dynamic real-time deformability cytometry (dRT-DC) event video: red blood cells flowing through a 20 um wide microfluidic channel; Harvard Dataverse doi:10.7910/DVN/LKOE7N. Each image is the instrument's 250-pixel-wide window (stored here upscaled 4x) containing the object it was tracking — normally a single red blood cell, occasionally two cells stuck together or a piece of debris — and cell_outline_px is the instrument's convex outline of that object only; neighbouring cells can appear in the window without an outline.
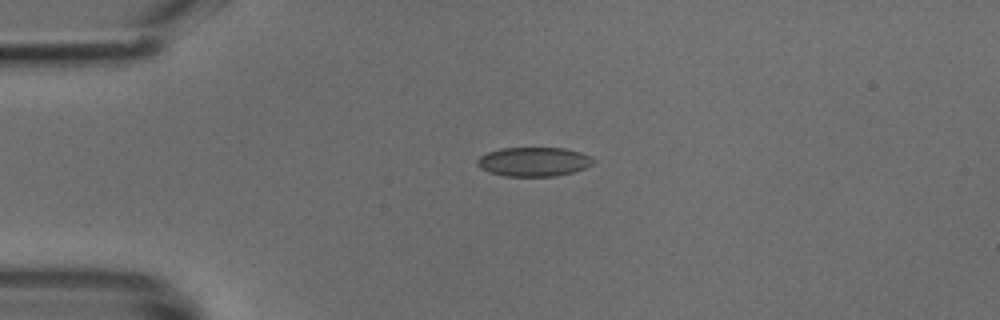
{"species": "common noctule bat (a hibernating species)", "species_latin": "Nyctalus noctula", "temperature_condition": "cold", "stored_images_in_passage": 38, "camera_frame_rate_fps": 3000, "um_per_image_px": 0.085, "animal": {"sex": "male", "body_mass_g": 18.8}, "frame": {"image": 1, "passage_image": 1, "time_ms": 0.0, "image_size_px": [1000, 320], "cell_outline_px": [[596, 160], [592, 164], [584, 168], [572, 172], [556, 176], [504, 176], [488, 172], [480, 168], [476, 164], [476, 160], [480, 156], [488, 152], [500, 148], [564, 148], [580, 152]], "centroid_in_image_um": [45.33, 13.75], "position_along_channel_um": 39.7, "area_um2": 19.71}}
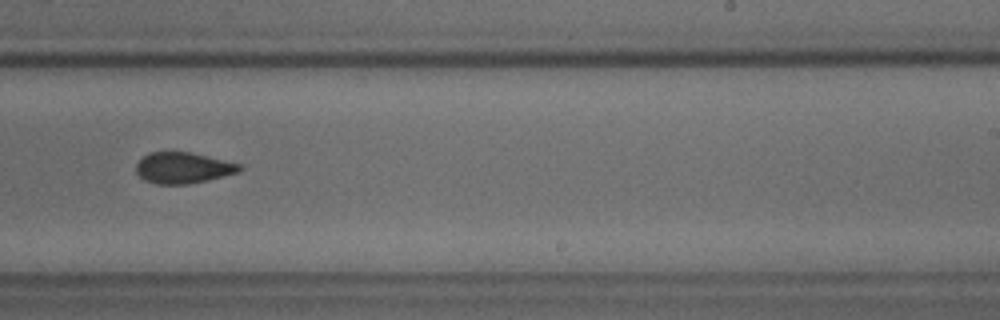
{"frame": {"image": 2, "passage_image": 20, "time_ms": 6.333, "image_size_px": [1000, 320], "cell_outline_px": [[244, 168], [240, 172], [188, 184], [156, 184], [144, 180], [136, 172], [136, 164], [144, 156], [152, 152], [188, 152], [240, 164]], "centroid_in_image_um": [15.55, 14.28], "position_along_channel_um": 273.5, "area_um2": 18.44}}
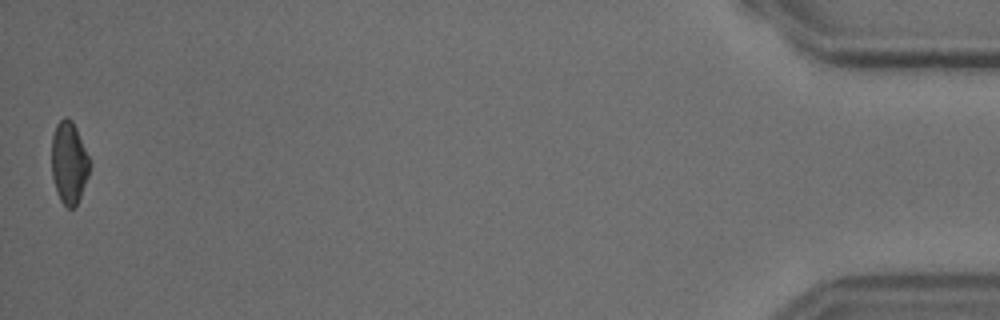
{"frame": {"image": 3, "passage_image": 38, "time_ms": 12.333, "image_size_px": [1000, 320], "cell_outline_px": [[92, 164], [88, 176], [80, 196], [76, 204], [72, 208], [68, 208], [60, 200], [52, 176], [52, 136], [56, 124], [64, 116], [68, 116], [72, 120], [76, 128]], "centroid_in_image_um": [5.87, 13.79], "position_along_channel_um": 429.3, "area_um2": 18.15}}